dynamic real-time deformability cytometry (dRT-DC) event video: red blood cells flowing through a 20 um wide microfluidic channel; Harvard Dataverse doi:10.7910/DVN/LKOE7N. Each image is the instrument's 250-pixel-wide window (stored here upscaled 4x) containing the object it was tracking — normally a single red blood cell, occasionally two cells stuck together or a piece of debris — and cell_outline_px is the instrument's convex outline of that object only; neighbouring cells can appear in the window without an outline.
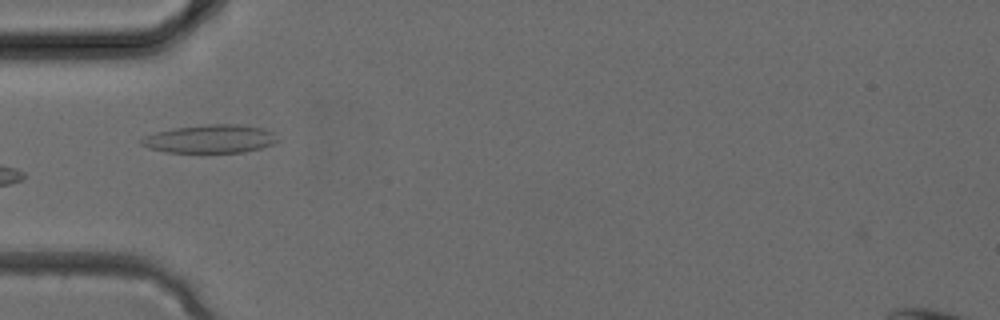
{"species": "common noctule bat (a hibernating species)", "species_latin": "Nyctalus noctula", "temperature_condition": "cold", "stored_images_in_passage": 24, "camera_frame_rate_fps": 3000, "um_per_image_px": 0.085, "animal": {"sex": "female", "body_mass_g": 24.6, "forearm_length_mm": 56.2}, "frame": {"image": 1, "passage_image": 1, "time_ms": 0.0, "image_size_px": [1000, 320], "cell_outline_px": [[280, 140], [272, 144], [260, 148], [244, 152], [168, 152], [148, 148], [140, 144], [140, 140], [144, 136], [156, 132], [176, 128], [208, 124], [236, 124], [264, 128], [276, 132]], "centroid_in_image_um": [17.92, 11.8], "position_along_channel_um": 67.1, "area_um2": 22.48}}